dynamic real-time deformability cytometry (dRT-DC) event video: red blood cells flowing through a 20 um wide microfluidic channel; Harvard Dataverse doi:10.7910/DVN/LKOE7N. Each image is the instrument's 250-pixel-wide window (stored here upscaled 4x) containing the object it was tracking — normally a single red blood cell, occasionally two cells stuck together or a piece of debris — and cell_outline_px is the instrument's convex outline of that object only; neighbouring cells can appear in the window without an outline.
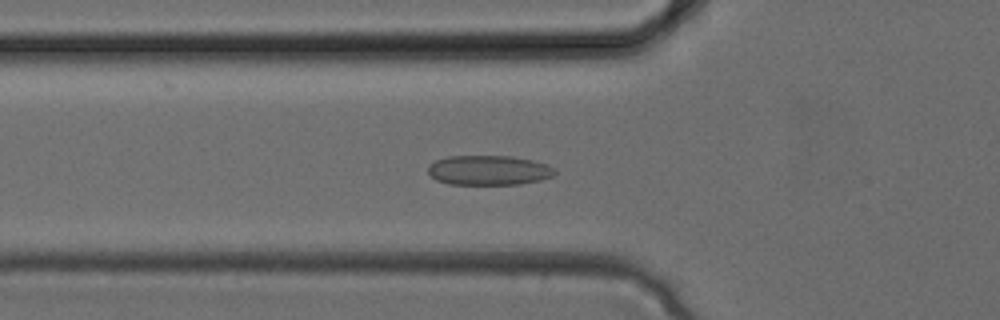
{"species": "common noctule bat (a hibernating species)", "species_latin": "Nyctalus noctula", "temperature_condition": "cold", "stored_images_in_passage": 30, "camera_frame_rate_fps": 3000, "um_per_image_px": 0.085, "animal": {"sex": "female", "body_mass_g": 24.6, "forearm_length_mm": 56.2}, "frame": {"image": 1, "passage_image": 11, "time_ms": 3.333, "image_size_px": [1000, 320], "cell_outline_px": [[556, 172], [552, 176], [540, 180], [520, 184], [448, 184], [436, 180], [428, 172], [428, 164], [436, 160], [448, 156], [512, 156], [532, 160], [544, 164], [552, 168]], "centroid_in_image_um": [41.5, 14.47], "position_along_channel_um": 84.3, "area_um2": 21.85}}
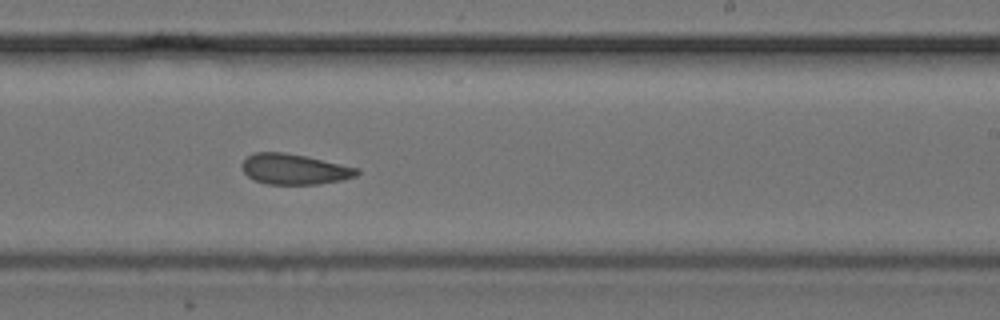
{"frame": {"image": 2, "passage_image": 20, "time_ms": 6.333, "image_size_px": [1000, 320], "cell_outline_px": [[360, 172], [356, 176], [344, 180], [320, 184], [268, 184], [256, 180], [248, 176], [244, 172], [240, 164], [248, 156], [256, 152], [284, 152], [308, 156], [360, 168]], "centroid_in_image_um": [25.07, 14.37], "position_along_channel_um": 263.9, "area_um2": 20.63}}
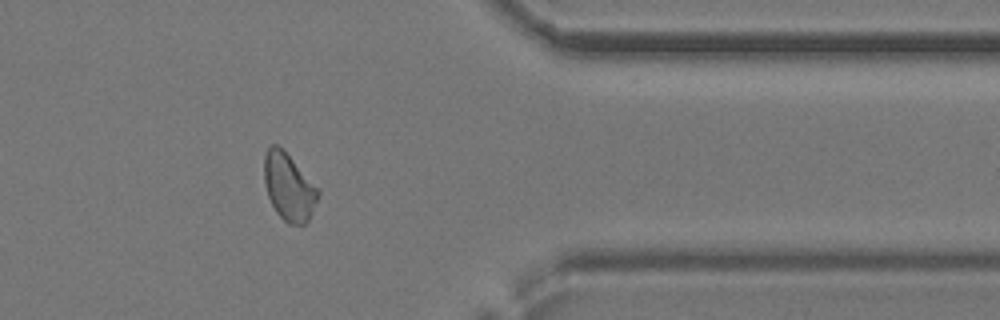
{"frame": {"image": 3, "passage_image": 27, "time_ms": 8.667, "image_size_px": [1000, 320], "cell_outline_px": [[320, 192], [312, 212], [308, 220], [304, 224], [288, 224], [276, 212], [268, 196], [264, 184], [264, 156], [268, 148], [272, 144], [276, 144], [320, 188]], "centroid_in_image_um": [24.55, 15.91], "position_along_channel_um": 386.9, "area_um2": 20.87}}